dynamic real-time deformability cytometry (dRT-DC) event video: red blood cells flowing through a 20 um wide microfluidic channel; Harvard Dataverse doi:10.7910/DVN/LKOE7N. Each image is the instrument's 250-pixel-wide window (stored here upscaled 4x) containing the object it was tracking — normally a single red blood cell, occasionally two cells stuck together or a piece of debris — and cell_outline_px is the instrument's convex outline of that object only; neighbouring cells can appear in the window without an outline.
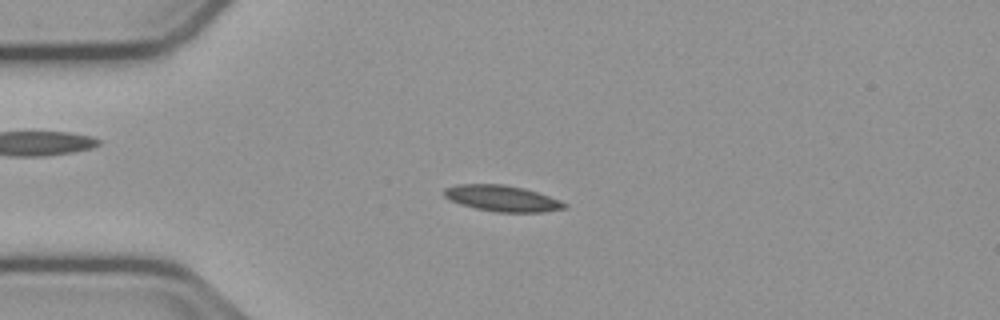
{"species": "common noctule bat (a hibernating species)", "species_latin": "Nyctalus noctula", "temperature_condition": "cold", "stored_images_in_passage": 54, "camera_frame_rate_fps": 3000, "um_per_image_px": 0.085, "animal": {"sex": "male", "body_mass_g": 23.1, "forearm_length_mm": 52.7}, "frame": {"image": 1, "passage_image": 13, "time_ms": 4.0, "image_size_px": [1000, 320], "cell_outline_px": [[568, 208], [544, 212], [496, 212], [476, 208], [460, 204], [448, 200], [444, 196], [444, 188], [456, 184], [504, 184], [524, 188], [560, 200], [568, 204]], "centroid_in_image_um": [42.68, 16.86], "position_along_channel_um": 42.3, "area_um2": 18.38}}
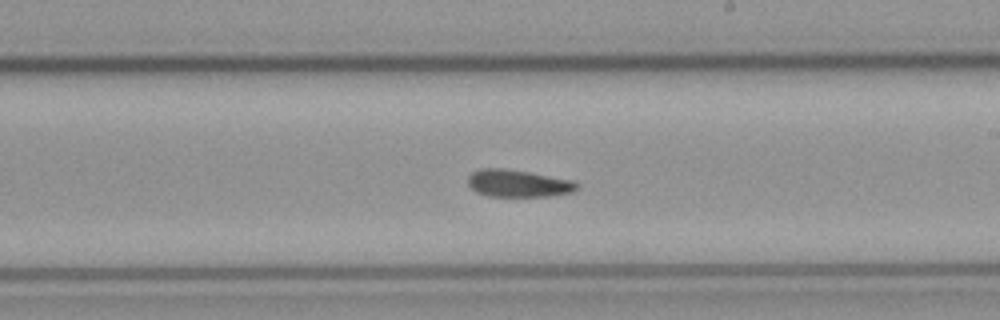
{"frame": {"image": 2, "passage_image": 31, "time_ms": 10.0, "image_size_px": [1000, 320], "cell_outline_px": [[580, 184], [572, 192], [548, 196], [488, 196], [476, 192], [468, 184], [468, 176], [472, 172], [480, 168], [504, 168], [528, 172], [572, 180]], "centroid_in_image_um": [44.01, 15.58], "position_along_channel_um": 245.0, "area_um2": 17.22}}
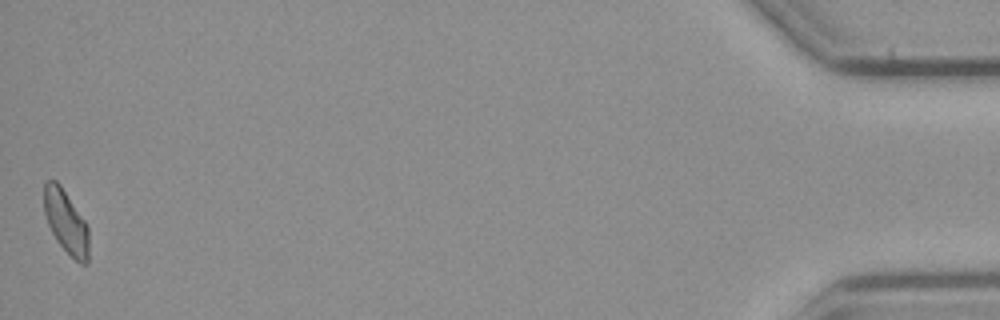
{"frame": {"image": 3, "passage_image": 54, "time_ms": 17.667, "image_size_px": [1000, 320], "cell_outline_px": [[88, 264], [80, 264], [56, 240], [48, 224], [44, 212], [44, 184], [48, 180], [56, 180], [60, 184], [84, 220], [88, 228]], "centroid_in_image_um": [5.6, 18.85], "position_along_channel_um": 429.6, "area_um2": 16.24}, "authors_computed_cell_mechanics": {"area_um2": 17.2244, "velocity_mm_per_s": 3.7449, "shape_relaxation_time_tau1_ms": 10.0478, "shape_relaxation_time_tau2_ms": null, "deformation_change_tau1": 0.1588, "deformation_change_tau2": null}}